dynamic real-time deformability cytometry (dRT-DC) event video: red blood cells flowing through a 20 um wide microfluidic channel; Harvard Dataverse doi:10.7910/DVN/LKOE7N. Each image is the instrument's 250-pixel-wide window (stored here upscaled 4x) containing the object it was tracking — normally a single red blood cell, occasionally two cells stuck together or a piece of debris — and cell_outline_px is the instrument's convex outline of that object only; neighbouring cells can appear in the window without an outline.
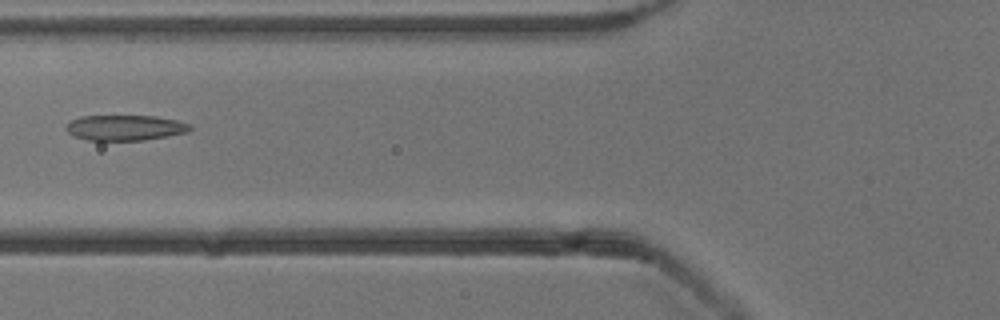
{"species": "common noctule bat (a hibernating species)", "species_latin": "Nyctalus noctula", "temperature_condition": "cold", "stored_images_in_passage": 4, "camera_frame_rate_fps": 3000, "um_per_image_px": 0.085, "animal": {"sex": "male", "body_mass_g": 13.3}, "frame": {"image": 1, "passage_image": 4, "time_ms": 3.333, "image_size_px": [1000, 320], "cell_outline_px": [[192, 128], [188, 132], [168, 136], [144, 140], [88, 140], [72, 136], [64, 128], [68, 120], [80, 116], [156, 116], [176, 120], [192, 124]], "centroid_in_image_um": [10.6, 10.85], "position_along_channel_um": 115.2, "area_um2": 18.61}}